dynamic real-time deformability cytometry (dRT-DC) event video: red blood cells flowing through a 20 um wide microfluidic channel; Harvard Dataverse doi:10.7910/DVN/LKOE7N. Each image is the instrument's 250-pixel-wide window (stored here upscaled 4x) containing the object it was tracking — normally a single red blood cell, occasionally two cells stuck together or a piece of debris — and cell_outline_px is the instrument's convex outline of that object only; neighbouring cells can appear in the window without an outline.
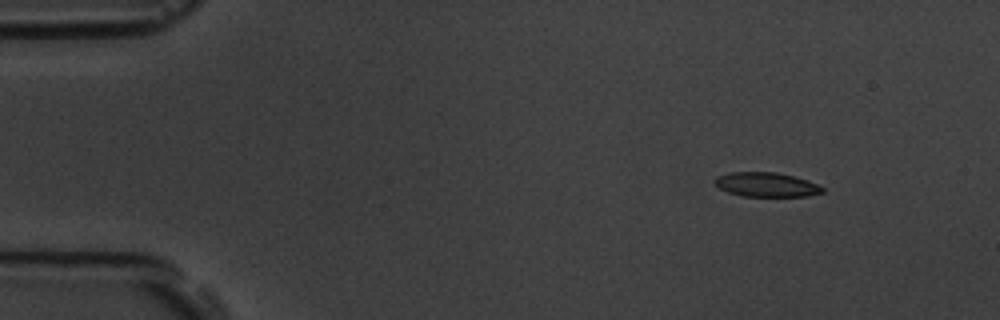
{"species": "common noctule bat (a hibernating species)", "species_latin": "Nyctalus noctula", "temperature_condition": "room temperature", "stored_images_in_passage": 5, "camera_frame_rate_fps": 3000, "um_per_image_px": 0.085, "animal": {"sex": "male", "body_mass_g": 19.5, "forearm_length_mm": 54.6}, "frame": {"image": 1, "passage_image": 1, "time_ms": 0.0, "image_size_px": [1000, 320], "cell_outline_px": [[824, 192], [808, 196], [744, 196], [728, 192], [720, 188], [712, 180], [716, 176], [728, 172], [776, 172], [808, 180], [824, 188]], "centroid_in_image_um": [65.12, 15.68], "position_along_channel_um": 19.9, "area_um2": 15.26}}